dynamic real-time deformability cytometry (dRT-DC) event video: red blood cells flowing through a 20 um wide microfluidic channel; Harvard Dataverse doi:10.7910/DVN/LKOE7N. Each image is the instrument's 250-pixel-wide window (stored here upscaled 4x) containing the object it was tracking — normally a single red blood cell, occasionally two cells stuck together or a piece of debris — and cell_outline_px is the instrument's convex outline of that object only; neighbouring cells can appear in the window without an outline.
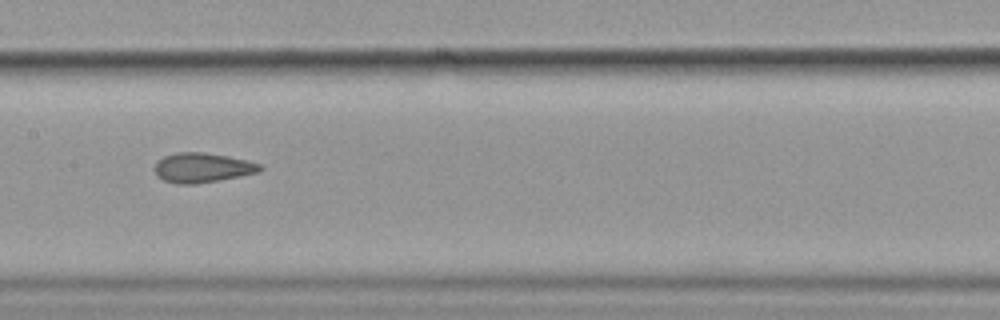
{"species": "common noctule bat (a hibernating species)", "species_latin": "Nyctalus noctula", "temperature_condition": "cold", "stored_images_in_passage": 11, "camera_frame_rate_fps": 3000, "um_per_image_px": 0.085, "animal": {"sex": "female", "body_mass_g": 19.9}, "frame": {"image": 1, "passage_image": 7, "time_ms": 8.0, "image_size_px": [1000, 320], "cell_outline_px": [[264, 168], [260, 172], [220, 180], [192, 184], [180, 184], [164, 180], [156, 172], [156, 160], [164, 156], [176, 152], [204, 152], [228, 156], [260, 164]], "centroid_in_image_um": [17.22, 14.24], "position_along_channel_um": 190.2, "area_um2": 18.03}}
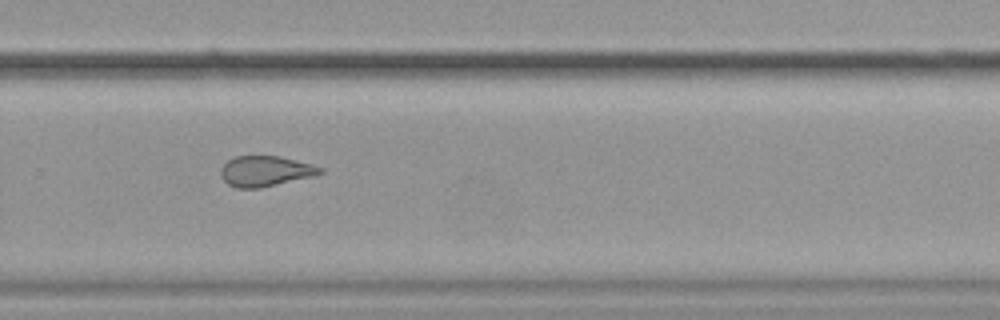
{"frame": {"image": 2, "passage_image": 10, "time_ms": 11.333, "image_size_px": [1000, 320], "cell_outline_px": [[324, 172], [312, 176], [260, 188], [236, 188], [228, 184], [224, 180], [220, 172], [220, 168], [228, 160], [236, 156], [280, 156], [312, 164], [324, 168]], "centroid_in_image_um": [22.55, 14.54], "position_along_channel_um": 307.2, "area_um2": 17.57}}
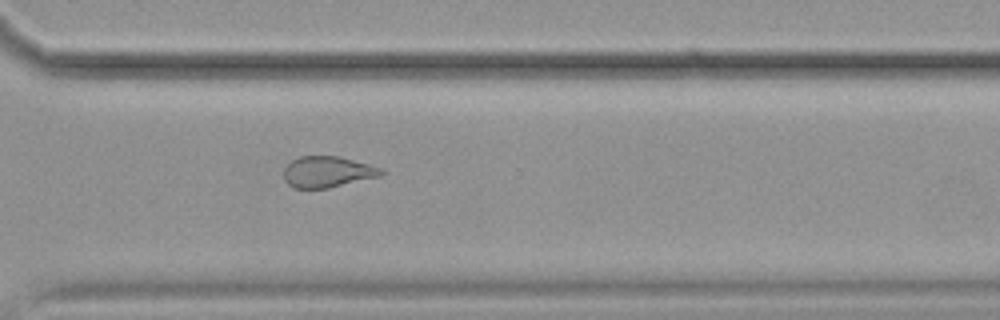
{"frame": {"image": 3, "passage_image": 11, "time_ms": 12.333, "image_size_px": [1000, 320], "cell_outline_px": [[384, 172], [380, 176], [328, 188], [296, 188], [288, 184], [284, 180], [284, 168], [292, 160], [300, 156], [340, 156], [384, 168]], "centroid_in_image_um": [27.85, 14.6], "position_along_channel_um": 342.7, "area_um2": 17.69}}